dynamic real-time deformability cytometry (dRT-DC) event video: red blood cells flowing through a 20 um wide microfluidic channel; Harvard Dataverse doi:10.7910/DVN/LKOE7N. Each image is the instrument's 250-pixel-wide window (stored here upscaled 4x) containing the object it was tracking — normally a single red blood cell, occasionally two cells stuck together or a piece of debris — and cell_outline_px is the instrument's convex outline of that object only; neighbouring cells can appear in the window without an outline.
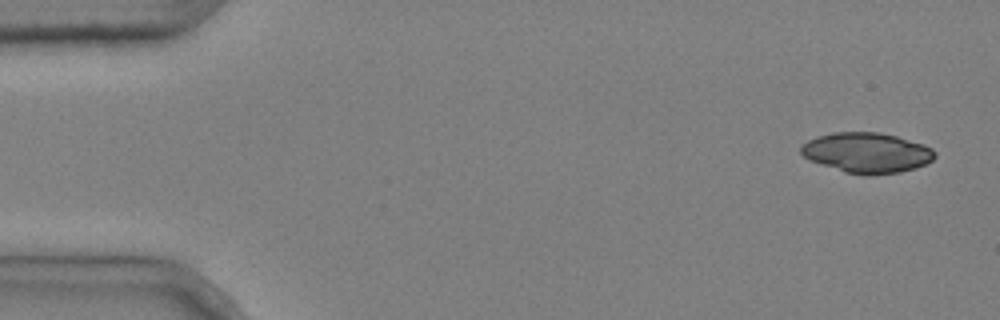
{"species": "common noctule bat (a hibernating species)", "species_latin": "Nyctalus noctula", "temperature_condition": "cold", "stored_images_in_passage": 6, "camera_frame_rate_fps": 3000, "um_per_image_px": 0.085, "animal": {"sex": "male", "body_mass_g": 20.4}, "frame": {"image": 1, "passage_image": 1, "time_ms": 0.0, "image_size_px": [1000, 320], "cell_outline_px": [[936, 156], [932, 160], [916, 168], [900, 172], [872, 176], [868, 176], [844, 172], [808, 160], [800, 152], [800, 148], [808, 140], [816, 136], [832, 132], [880, 132], [896, 136], [924, 144], [932, 148], [936, 152]], "centroid_in_image_um": [73.68, 12.98], "position_along_channel_um": 11.3, "area_um2": 31.67}}